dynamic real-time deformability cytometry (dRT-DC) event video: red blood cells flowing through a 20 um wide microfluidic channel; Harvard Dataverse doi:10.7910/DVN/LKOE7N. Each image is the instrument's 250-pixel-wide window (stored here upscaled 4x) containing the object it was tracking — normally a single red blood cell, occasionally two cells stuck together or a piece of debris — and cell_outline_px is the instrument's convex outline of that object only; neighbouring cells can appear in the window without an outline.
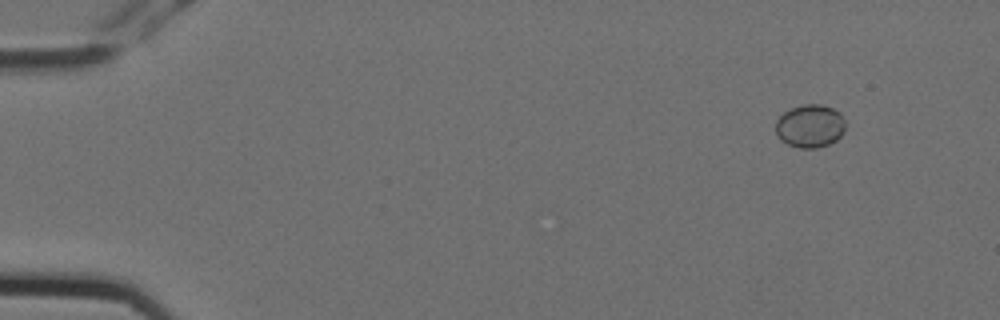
{"species": "Egyptian fruit bat (a non-hibernating species)", "species_latin": "Rousettus aegyptiacus", "temperature_condition": "cold", "stored_images_in_passage": 5, "camera_frame_rate_fps": 3000, "um_per_image_px": 0.085, "animal": {"sex": "female"}, "frame": {"image": 1, "passage_image": 2, "time_ms": 0.333, "image_size_px": [1000, 320], "cell_outline_px": [[844, 132], [836, 140], [828, 144], [816, 148], [800, 148], [788, 144], [780, 140], [776, 132], [776, 120], [784, 112], [792, 108], [804, 104], [820, 104], [832, 108], [840, 112], [844, 120]], "centroid_in_image_um": [68.85, 10.71], "position_along_channel_um": 16.2, "area_um2": 17.46}}